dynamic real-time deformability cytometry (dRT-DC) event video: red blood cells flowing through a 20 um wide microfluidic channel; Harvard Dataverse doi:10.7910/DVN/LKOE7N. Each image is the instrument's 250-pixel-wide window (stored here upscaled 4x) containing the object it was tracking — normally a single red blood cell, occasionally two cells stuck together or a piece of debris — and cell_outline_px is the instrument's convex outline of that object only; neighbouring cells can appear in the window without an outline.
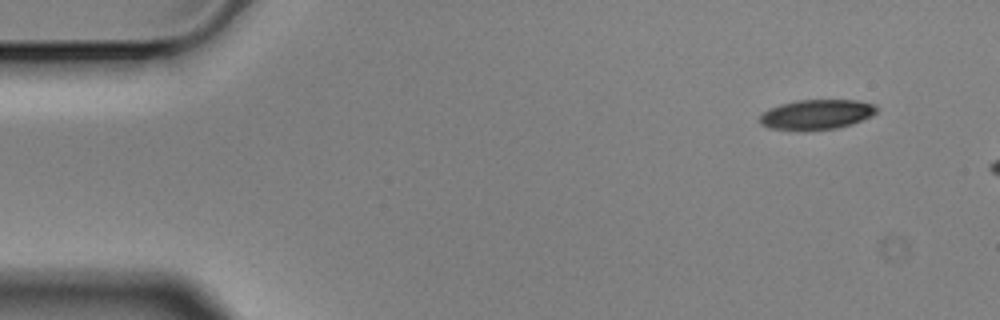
{"species": "Egyptian fruit bat (a non-hibernating species)", "species_latin": "Rousettus aegyptiacus", "temperature_condition": "cold", "stored_images_in_passage": 3, "camera_frame_rate_fps": 3000, "um_per_image_px": 0.085, "animal": {"sex": "male"}, "frame": {"image": 1, "passage_image": 1, "time_ms": 0.0, "image_size_px": [1000, 320], "cell_outline_px": [[880, 108], [872, 116], [852, 124], [836, 128], [800, 132], [768, 128], [760, 124], [760, 116], [768, 108], [780, 104], [800, 100], [856, 100], [876, 104]], "centroid_in_image_um": [69.41, 9.75], "position_along_channel_um": 15.6, "area_um2": 20.87}}